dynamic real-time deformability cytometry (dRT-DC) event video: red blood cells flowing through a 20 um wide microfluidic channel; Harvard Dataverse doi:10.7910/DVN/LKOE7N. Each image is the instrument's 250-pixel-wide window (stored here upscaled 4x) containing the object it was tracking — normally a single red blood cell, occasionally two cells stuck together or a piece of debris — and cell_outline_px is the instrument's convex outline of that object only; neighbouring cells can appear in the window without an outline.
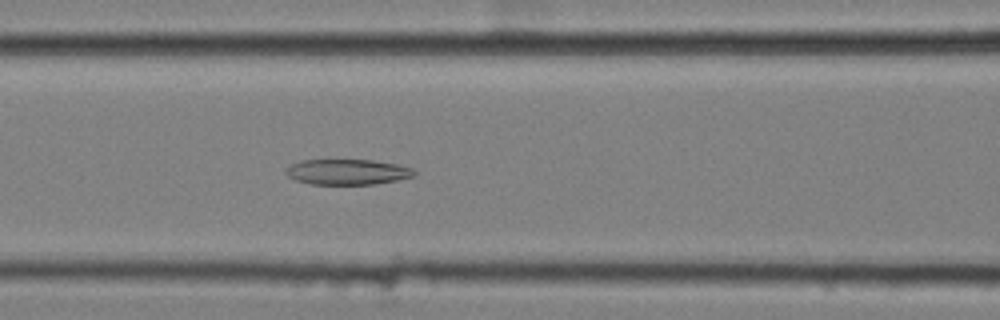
{"species": "common noctule bat (a hibernating species)", "species_latin": "Nyctalus noctula", "temperature_condition": "cold", "stored_images_in_passage": 38, "camera_frame_rate_fps": 3000, "um_per_image_px": 0.085, "animal": {"sex": "female", "body_mass_g": 25.1}, "frame": {"image": 1, "passage_image": 6, "time_ms": 1.667, "image_size_px": [1000, 320], "cell_outline_px": [[416, 176], [376, 184], [312, 184], [296, 180], [288, 176], [284, 172], [284, 168], [300, 160], [372, 160], [396, 164], [412, 168], [416, 172]], "centroid_in_image_um": [29.52, 14.61], "position_along_channel_um": 137.1, "area_um2": 19.07}}
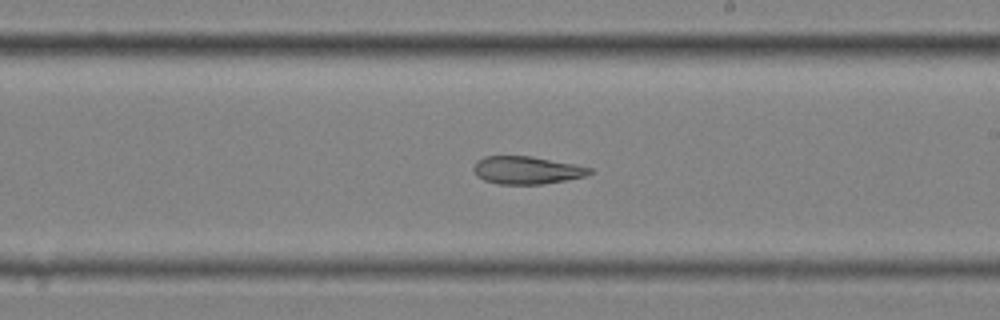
{"frame": {"image": 2, "passage_image": 15, "time_ms": 4.667, "image_size_px": [1000, 320], "cell_outline_px": [[592, 172], [584, 176], [544, 184], [500, 184], [484, 180], [476, 176], [472, 168], [476, 160], [484, 156], [532, 156], [592, 168]], "centroid_in_image_um": [44.7, 14.46], "position_along_channel_um": 244.3, "area_um2": 18.67}}
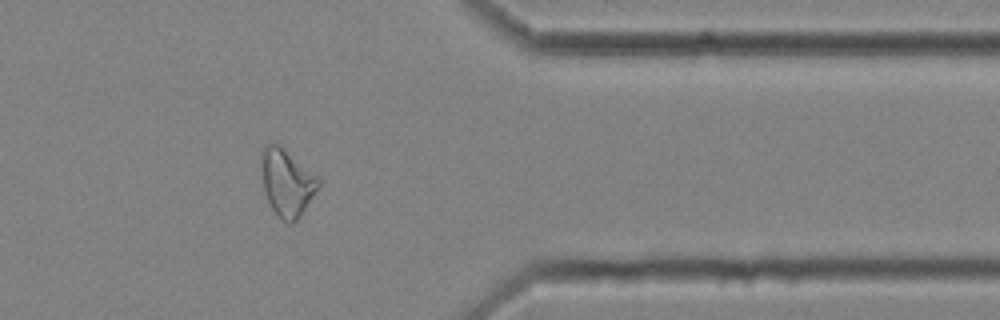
{"frame": {"image": 3, "passage_image": 28, "time_ms": 9.0, "image_size_px": [1000, 320], "cell_outline_px": [[320, 184], [300, 216], [292, 224], [288, 224], [276, 216], [264, 192], [260, 172], [260, 152], [264, 144], [280, 144], [316, 176], [320, 180]], "centroid_in_image_um": [24.32, 15.5], "position_along_channel_um": 387.1, "area_um2": 22.43}}